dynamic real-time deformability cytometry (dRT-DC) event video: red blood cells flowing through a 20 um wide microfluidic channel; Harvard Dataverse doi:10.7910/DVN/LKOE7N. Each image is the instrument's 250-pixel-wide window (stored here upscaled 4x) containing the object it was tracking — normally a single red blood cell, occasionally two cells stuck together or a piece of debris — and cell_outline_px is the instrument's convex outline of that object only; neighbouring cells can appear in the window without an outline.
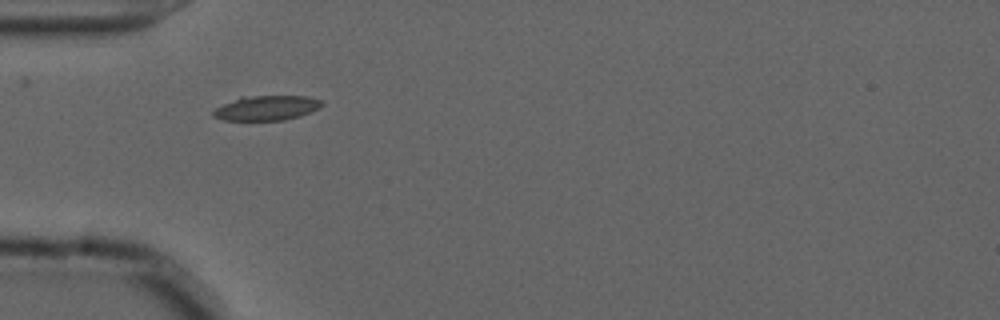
{"species": "common noctule bat (a hibernating species)", "species_latin": "Nyctalus noctula", "temperature_condition": "cold", "stored_images_in_passage": 39, "camera_frame_rate_fps": 3000, "um_per_image_px": 0.085, "animal": {"sex": "male", "forearm_length_mm": 52.5}, "frame": {"image": 1, "passage_image": 1, "time_ms": 0.0, "image_size_px": [1000, 320], "cell_outline_px": [[324, 104], [320, 108], [312, 112], [300, 116], [284, 120], [224, 120], [212, 116], [212, 112], [216, 108], [240, 96], [308, 96], [324, 100]], "centroid_in_image_um": [22.72, 9.17], "position_along_channel_um": 62.3, "area_um2": 15.84}}
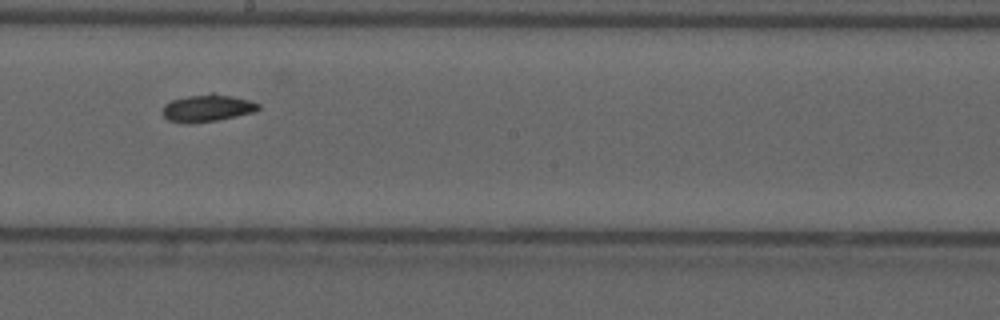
{"frame": {"image": 2, "passage_image": 15, "time_ms": 4.667, "image_size_px": [1000, 320], "cell_outline_px": [[260, 108], [256, 112], [216, 120], [188, 124], [168, 120], [164, 116], [164, 104], [172, 100], [188, 96], [212, 92], [232, 96], [248, 100], [260, 104]], "centroid_in_image_um": [17.64, 9.18], "position_along_channel_um": 230.6, "area_um2": 15.14}}
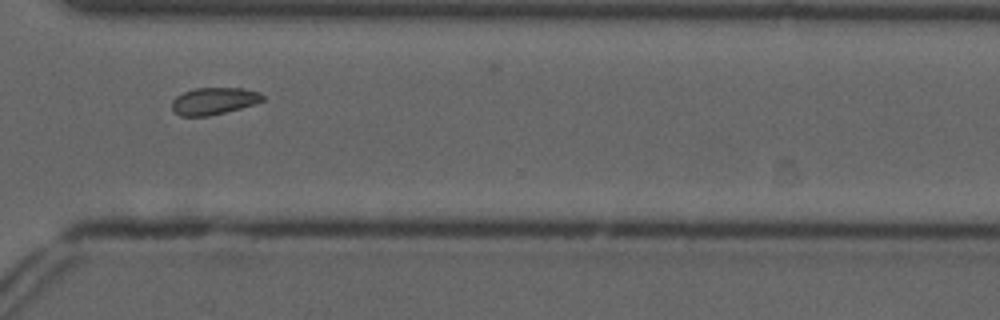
{"frame": {"image": 3, "passage_image": 25, "time_ms": 8.0, "image_size_px": [1000, 320], "cell_outline_px": [[264, 100], [256, 104], [208, 116], [180, 116], [172, 108], [172, 100], [176, 96], [184, 92], [196, 88], [240, 88], [260, 92], [264, 96]], "centroid_in_image_um": [18.19, 8.58], "position_along_channel_um": 352.4, "area_um2": 14.22}, "authors_computed_cell_mechanics": {"area_um2": 14.9702, "velocity_mm_per_s": 3.6512, "shape_relaxation_time_tau1_ms": 3.1283, "shape_relaxation_time_tau2_ms": null, "deformation_change_tau1": 0.0753, "deformation_change_tau2": null}}